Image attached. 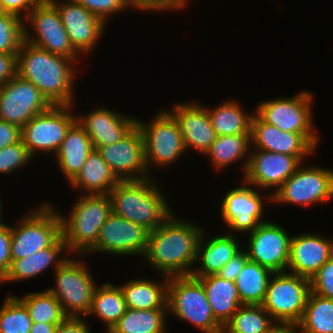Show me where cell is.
<instances>
[{
    "mask_svg": "<svg viewBox=\"0 0 333 333\" xmlns=\"http://www.w3.org/2000/svg\"><path fill=\"white\" fill-rule=\"evenodd\" d=\"M251 146V135L217 136L205 156H209L211 165L214 169L216 168L220 171L235 164L237 161L241 163V161L245 160L244 164L242 163V174L244 175L249 162Z\"/></svg>",
    "mask_w": 333,
    "mask_h": 333,
    "instance_id": "cell-31",
    "label": "cell"
},
{
    "mask_svg": "<svg viewBox=\"0 0 333 333\" xmlns=\"http://www.w3.org/2000/svg\"><path fill=\"white\" fill-rule=\"evenodd\" d=\"M173 107L169 112L178 122L186 151L194 149L205 155L217 138L206 105L191 101Z\"/></svg>",
    "mask_w": 333,
    "mask_h": 333,
    "instance_id": "cell-22",
    "label": "cell"
},
{
    "mask_svg": "<svg viewBox=\"0 0 333 333\" xmlns=\"http://www.w3.org/2000/svg\"><path fill=\"white\" fill-rule=\"evenodd\" d=\"M23 22H25L24 40L26 42L78 62L81 56L71 45L58 9L50 0L34 5ZM26 23H29L27 25H30L32 31L34 30V35L29 32Z\"/></svg>",
    "mask_w": 333,
    "mask_h": 333,
    "instance_id": "cell-10",
    "label": "cell"
},
{
    "mask_svg": "<svg viewBox=\"0 0 333 333\" xmlns=\"http://www.w3.org/2000/svg\"><path fill=\"white\" fill-rule=\"evenodd\" d=\"M166 314L168 309L127 308L124 315L106 333H166L168 331Z\"/></svg>",
    "mask_w": 333,
    "mask_h": 333,
    "instance_id": "cell-35",
    "label": "cell"
},
{
    "mask_svg": "<svg viewBox=\"0 0 333 333\" xmlns=\"http://www.w3.org/2000/svg\"><path fill=\"white\" fill-rule=\"evenodd\" d=\"M60 323H32L30 333H55Z\"/></svg>",
    "mask_w": 333,
    "mask_h": 333,
    "instance_id": "cell-52",
    "label": "cell"
},
{
    "mask_svg": "<svg viewBox=\"0 0 333 333\" xmlns=\"http://www.w3.org/2000/svg\"><path fill=\"white\" fill-rule=\"evenodd\" d=\"M154 177L119 181L108 193L112 213L149 231L159 227L173 211Z\"/></svg>",
    "mask_w": 333,
    "mask_h": 333,
    "instance_id": "cell-3",
    "label": "cell"
},
{
    "mask_svg": "<svg viewBox=\"0 0 333 333\" xmlns=\"http://www.w3.org/2000/svg\"><path fill=\"white\" fill-rule=\"evenodd\" d=\"M86 10L108 23V17L132 8L129 0H75Z\"/></svg>",
    "mask_w": 333,
    "mask_h": 333,
    "instance_id": "cell-42",
    "label": "cell"
},
{
    "mask_svg": "<svg viewBox=\"0 0 333 333\" xmlns=\"http://www.w3.org/2000/svg\"><path fill=\"white\" fill-rule=\"evenodd\" d=\"M43 1L44 0H0V6L3 12L11 13L24 19L34 5ZM23 10L24 14L22 15Z\"/></svg>",
    "mask_w": 333,
    "mask_h": 333,
    "instance_id": "cell-47",
    "label": "cell"
},
{
    "mask_svg": "<svg viewBox=\"0 0 333 333\" xmlns=\"http://www.w3.org/2000/svg\"><path fill=\"white\" fill-rule=\"evenodd\" d=\"M302 166L276 192L268 195L270 203L311 206L325 203L333 197V169Z\"/></svg>",
    "mask_w": 333,
    "mask_h": 333,
    "instance_id": "cell-9",
    "label": "cell"
},
{
    "mask_svg": "<svg viewBox=\"0 0 333 333\" xmlns=\"http://www.w3.org/2000/svg\"><path fill=\"white\" fill-rule=\"evenodd\" d=\"M137 120L106 107H98L84 116L77 115L78 123L85 129L96 150L126 137L137 126Z\"/></svg>",
    "mask_w": 333,
    "mask_h": 333,
    "instance_id": "cell-23",
    "label": "cell"
},
{
    "mask_svg": "<svg viewBox=\"0 0 333 333\" xmlns=\"http://www.w3.org/2000/svg\"><path fill=\"white\" fill-rule=\"evenodd\" d=\"M229 190L220 201L222 221L231 231L251 233L262 220L265 208L263 196L246 184ZM247 185V186H246ZM249 186V187H248ZM251 187V188H250ZM264 207V208H263Z\"/></svg>",
    "mask_w": 333,
    "mask_h": 333,
    "instance_id": "cell-20",
    "label": "cell"
},
{
    "mask_svg": "<svg viewBox=\"0 0 333 333\" xmlns=\"http://www.w3.org/2000/svg\"><path fill=\"white\" fill-rule=\"evenodd\" d=\"M204 229L172 213L159 227L149 232L147 249L142 258L145 257L152 269L161 275H191Z\"/></svg>",
    "mask_w": 333,
    "mask_h": 333,
    "instance_id": "cell-1",
    "label": "cell"
},
{
    "mask_svg": "<svg viewBox=\"0 0 333 333\" xmlns=\"http://www.w3.org/2000/svg\"><path fill=\"white\" fill-rule=\"evenodd\" d=\"M50 1L58 9L73 48L80 55L91 53L98 45L101 36H104L106 23L75 0Z\"/></svg>",
    "mask_w": 333,
    "mask_h": 333,
    "instance_id": "cell-19",
    "label": "cell"
},
{
    "mask_svg": "<svg viewBox=\"0 0 333 333\" xmlns=\"http://www.w3.org/2000/svg\"><path fill=\"white\" fill-rule=\"evenodd\" d=\"M188 0H129L132 9H138L140 11H148V12H154L156 13L163 12L165 10H168L171 12L174 10H179L182 8H185L188 2ZM173 9V10H172Z\"/></svg>",
    "mask_w": 333,
    "mask_h": 333,
    "instance_id": "cell-45",
    "label": "cell"
},
{
    "mask_svg": "<svg viewBox=\"0 0 333 333\" xmlns=\"http://www.w3.org/2000/svg\"><path fill=\"white\" fill-rule=\"evenodd\" d=\"M32 156L22 140L0 149V174H12V172L25 167L32 161Z\"/></svg>",
    "mask_w": 333,
    "mask_h": 333,
    "instance_id": "cell-41",
    "label": "cell"
},
{
    "mask_svg": "<svg viewBox=\"0 0 333 333\" xmlns=\"http://www.w3.org/2000/svg\"><path fill=\"white\" fill-rule=\"evenodd\" d=\"M273 274L271 270L248 260L235 280L242 304L262 305Z\"/></svg>",
    "mask_w": 333,
    "mask_h": 333,
    "instance_id": "cell-34",
    "label": "cell"
},
{
    "mask_svg": "<svg viewBox=\"0 0 333 333\" xmlns=\"http://www.w3.org/2000/svg\"><path fill=\"white\" fill-rule=\"evenodd\" d=\"M16 297L27 308L32 323H61L68 317L60 302L47 289L26 293L22 298Z\"/></svg>",
    "mask_w": 333,
    "mask_h": 333,
    "instance_id": "cell-38",
    "label": "cell"
},
{
    "mask_svg": "<svg viewBox=\"0 0 333 333\" xmlns=\"http://www.w3.org/2000/svg\"><path fill=\"white\" fill-rule=\"evenodd\" d=\"M249 260L245 249L237 253L229 262H227L217 273L218 276L226 280L235 282L238 274L243 269L245 263Z\"/></svg>",
    "mask_w": 333,
    "mask_h": 333,
    "instance_id": "cell-46",
    "label": "cell"
},
{
    "mask_svg": "<svg viewBox=\"0 0 333 333\" xmlns=\"http://www.w3.org/2000/svg\"><path fill=\"white\" fill-rule=\"evenodd\" d=\"M24 41L23 19L11 13L0 14V53L17 54Z\"/></svg>",
    "mask_w": 333,
    "mask_h": 333,
    "instance_id": "cell-40",
    "label": "cell"
},
{
    "mask_svg": "<svg viewBox=\"0 0 333 333\" xmlns=\"http://www.w3.org/2000/svg\"><path fill=\"white\" fill-rule=\"evenodd\" d=\"M310 292V279L289 272L274 273L262 306L275 322L299 323Z\"/></svg>",
    "mask_w": 333,
    "mask_h": 333,
    "instance_id": "cell-12",
    "label": "cell"
},
{
    "mask_svg": "<svg viewBox=\"0 0 333 333\" xmlns=\"http://www.w3.org/2000/svg\"><path fill=\"white\" fill-rule=\"evenodd\" d=\"M246 247L250 261L271 270L287 272L291 237L281 225L271 220L260 223L248 236Z\"/></svg>",
    "mask_w": 333,
    "mask_h": 333,
    "instance_id": "cell-14",
    "label": "cell"
},
{
    "mask_svg": "<svg viewBox=\"0 0 333 333\" xmlns=\"http://www.w3.org/2000/svg\"><path fill=\"white\" fill-rule=\"evenodd\" d=\"M273 321L262 305L243 304L224 324L222 333H266Z\"/></svg>",
    "mask_w": 333,
    "mask_h": 333,
    "instance_id": "cell-37",
    "label": "cell"
},
{
    "mask_svg": "<svg viewBox=\"0 0 333 333\" xmlns=\"http://www.w3.org/2000/svg\"><path fill=\"white\" fill-rule=\"evenodd\" d=\"M333 256V240L315 233L291 237L287 271L311 279L320 267Z\"/></svg>",
    "mask_w": 333,
    "mask_h": 333,
    "instance_id": "cell-24",
    "label": "cell"
},
{
    "mask_svg": "<svg viewBox=\"0 0 333 333\" xmlns=\"http://www.w3.org/2000/svg\"><path fill=\"white\" fill-rule=\"evenodd\" d=\"M163 281L151 279H131L121 284L126 306L129 309H168V283L169 277L161 275Z\"/></svg>",
    "mask_w": 333,
    "mask_h": 333,
    "instance_id": "cell-28",
    "label": "cell"
},
{
    "mask_svg": "<svg viewBox=\"0 0 333 333\" xmlns=\"http://www.w3.org/2000/svg\"><path fill=\"white\" fill-rule=\"evenodd\" d=\"M195 278L204 287L214 317L224 326L243 305L235 282L221 278L217 274Z\"/></svg>",
    "mask_w": 333,
    "mask_h": 333,
    "instance_id": "cell-29",
    "label": "cell"
},
{
    "mask_svg": "<svg viewBox=\"0 0 333 333\" xmlns=\"http://www.w3.org/2000/svg\"><path fill=\"white\" fill-rule=\"evenodd\" d=\"M167 307L168 315L203 333H222L223 325L214 317L202 283L192 275L169 277Z\"/></svg>",
    "mask_w": 333,
    "mask_h": 333,
    "instance_id": "cell-5",
    "label": "cell"
},
{
    "mask_svg": "<svg viewBox=\"0 0 333 333\" xmlns=\"http://www.w3.org/2000/svg\"><path fill=\"white\" fill-rule=\"evenodd\" d=\"M240 245V241L230 230L227 234H217V236L214 235L210 238H206V233L203 230L197 245L196 256V264L198 262L201 265L195 267L191 275L205 277L217 274L227 262L242 250L243 245Z\"/></svg>",
    "mask_w": 333,
    "mask_h": 333,
    "instance_id": "cell-25",
    "label": "cell"
},
{
    "mask_svg": "<svg viewBox=\"0 0 333 333\" xmlns=\"http://www.w3.org/2000/svg\"><path fill=\"white\" fill-rule=\"evenodd\" d=\"M211 124L217 136L251 135V120L254 112L247 113L240 103L233 99L223 101L215 108L206 107Z\"/></svg>",
    "mask_w": 333,
    "mask_h": 333,
    "instance_id": "cell-32",
    "label": "cell"
},
{
    "mask_svg": "<svg viewBox=\"0 0 333 333\" xmlns=\"http://www.w3.org/2000/svg\"><path fill=\"white\" fill-rule=\"evenodd\" d=\"M127 310L120 285L104 283L97 285L87 316L94 315L105 324V331L112 329Z\"/></svg>",
    "mask_w": 333,
    "mask_h": 333,
    "instance_id": "cell-33",
    "label": "cell"
},
{
    "mask_svg": "<svg viewBox=\"0 0 333 333\" xmlns=\"http://www.w3.org/2000/svg\"><path fill=\"white\" fill-rule=\"evenodd\" d=\"M68 217L60 214L61 232L69 253L88 255L112 213L108 194H80Z\"/></svg>",
    "mask_w": 333,
    "mask_h": 333,
    "instance_id": "cell-4",
    "label": "cell"
},
{
    "mask_svg": "<svg viewBox=\"0 0 333 333\" xmlns=\"http://www.w3.org/2000/svg\"><path fill=\"white\" fill-rule=\"evenodd\" d=\"M11 263V225L0 217V282L8 274Z\"/></svg>",
    "mask_w": 333,
    "mask_h": 333,
    "instance_id": "cell-44",
    "label": "cell"
},
{
    "mask_svg": "<svg viewBox=\"0 0 333 333\" xmlns=\"http://www.w3.org/2000/svg\"><path fill=\"white\" fill-rule=\"evenodd\" d=\"M319 137L283 132L264 122L255 112L251 120V144L254 143L255 150L295 156L301 163L306 156L310 157L313 152H316Z\"/></svg>",
    "mask_w": 333,
    "mask_h": 333,
    "instance_id": "cell-18",
    "label": "cell"
},
{
    "mask_svg": "<svg viewBox=\"0 0 333 333\" xmlns=\"http://www.w3.org/2000/svg\"><path fill=\"white\" fill-rule=\"evenodd\" d=\"M137 126L143 135L147 171L153 165L162 168L173 165L186 153L178 122L168 109L160 111L152 121L143 123L138 119Z\"/></svg>",
    "mask_w": 333,
    "mask_h": 333,
    "instance_id": "cell-8",
    "label": "cell"
},
{
    "mask_svg": "<svg viewBox=\"0 0 333 333\" xmlns=\"http://www.w3.org/2000/svg\"><path fill=\"white\" fill-rule=\"evenodd\" d=\"M30 211L11 226L12 260L50 247L62 235L61 212L53 204L42 203Z\"/></svg>",
    "mask_w": 333,
    "mask_h": 333,
    "instance_id": "cell-6",
    "label": "cell"
},
{
    "mask_svg": "<svg viewBox=\"0 0 333 333\" xmlns=\"http://www.w3.org/2000/svg\"><path fill=\"white\" fill-rule=\"evenodd\" d=\"M75 65L73 59L52 54L25 40L17 52V74L32 82L51 105H74Z\"/></svg>",
    "mask_w": 333,
    "mask_h": 333,
    "instance_id": "cell-2",
    "label": "cell"
},
{
    "mask_svg": "<svg viewBox=\"0 0 333 333\" xmlns=\"http://www.w3.org/2000/svg\"><path fill=\"white\" fill-rule=\"evenodd\" d=\"M1 13H3V10H2V8H1V6H0V14H1Z\"/></svg>",
    "mask_w": 333,
    "mask_h": 333,
    "instance_id": "cell-54",
    "label": "cell"
},
{
    "mask_svg": "<svg viewBox=\"0 0 333 333\" xmlns=\"http://www.w3.org/2000/svg\"><path fill=\"white\" fill-rule=\"evenodd\" d=\"M310 287L313 293L333 299V256L311 277Z\"/></svg>",
    "mask_w": 333,
    "mask_h": 333,
    "instance_id": "cell-43",
    "label": "cell"
},
{
    "mask_svg": "<svg viewBox=\"0 0 333 333\" xmlns=\"http://www.w3.org/2000/svg\"><path fill=\"white\" fill-rule=\"evenodd\" d=\"M73 105H52L21 128V140L34 158L38 152L56 154L67 131L77 121Z\"/></svg>",
    "mask_w": 333,
    "mask_h": 333,
    "instance_id": "cell-11",
    "label": "cell"
},
{
    "mask_svg": "<svg viewBox=\"0 0 333 333\" xmlns=\"http://www.w3.org/2000/svg\"><path fill=\"white\" fill-rule=\"evenodd\" d=\"M298 324L301 333H333V299L311 291Z\"/></svg>",
    "mask_w": 333,
    "mask_h": 333,
    "instance_id": "cell-36",
    "label": "cell"
},
{
    "mask_svg": "<svg viewBox=\"0 0 333 333\" xmlns=\"http://www.w3.org/2000/svg\"><path fill=\"white\" fill-rule=\"evenodd\" d=\"M120 180L94 149L87 157L78 175L69 183L84 194H108Z\"/></svg>",
    "mask_w": 333,
    "mask_h": 333,
    "instance_id": "cell-30",
    "label": "cell"
},
{
    "mask_svg": "<svg viewBox=\"0 0 333 333\" xmlns=\"http://www.w3.org/2000/svg\"><path fill=\"white\" fill-rule=\"evenodd\" d=\"M302 163L287 154L273 153L264 150L250 151L249 162L243 181L259 190L275 188L271 195L288 180Z\"/></svg>",
    "mask_w": 333,
    "mask_h": 333,
    "instance_id": "cell-21",
    "label": "cell"
},
{
    "mask_svg": "<svg viewBox=\"0 0 333 333\" xmlns=\"http://www.w3.org/2000/svg\"><path fill=\"white\" fill-rule=\"evenodd\" d=\"M32 320L25 305L9 294L0 306V333H30Z\"/></svg>",
    "mask_w": 333,
    "mask_h": 333,
    "instance_id": "cell-39",
    "label": "cell"
},
{
    "mask_svg": "<svg viewBox=\"0 0 333 333\" xmlns=\"http://www.w3.org/2000/svg\"><path fill=\"white\" fill-rule=\"evenodd\" d=\"M21 128L0 119V149L21 141Z\"/></svg>",
    "mask_w": 333,
    "mask_h": 333,
    "instance_id": "cell-48",
    "label": "cell"
},
{
    "mask_svg": "<svg viewBox=\"0 0 333 333\" xmlns=\"http://www.w3.org/2000/svg\"><path fill=\"white\" fill-rule=\"evenodd\" d=\"M1 197V196H0ZM2 200H1V198H0V217H2L3 215H2V208H3V206H2Z\"/></svg>",
    "mask_w": 333,
    "mask_h": 333,
    "instance_id": "cell-53",
    "label": "cell"
},
{
    "mask_svg": "<svg viewBox=\"0 0 333 333\" xmlns=\"http://www.w3.org/2000/svg\"><path fill=\"white\" fill-rule=\"evenodd\" d=\"M63 251L69 254L61 235L50 247L34 252L26 258L12 260L10 270L0 285L6 282L29 280L41 275L51 266L55 271L68 258L61 257Z\"/></svg>",
    "mask_w": 333,
    "mask_h": 333,
    "instance_id": "cell-26",
    "label": "cell"
},
{
    "mask_svg": "<svg viewBox=\"0 0 333 333\" xmlns=\"http://www.w3.org/2000/svg\"><path fill=\"white\" fill-rule=\"evenodd\" d=\"M149 230L121 216L111 213L100 229L96 245L89 253H110L121 256H144Z\"/></svg>",
    "mask_w": 333,
    "mask_h": 333,
    "instance_id": "cell-16",
    "label": "cell"
},
{
    "mask_svg": "<svg viewBox=\"0 0 333 333\" xmlns=\"http://www.w3.org/2000/svg\"><path fill=\"white\" fill-rule=\"evenodd\" d=\"M55 333H91L90 326L82 317H67L58 324Z\"/></svg>",
    "mask_w": 333,
    "mask_h": 333,
    "instance_id": "cell-50",
    "label": "cell"
},
{
    "mask_svg": "<svg viewBox=\"0 0 333 333\" xmlns=\"http://www.w3.org/2000/svg\"><path fill=\"white\" fill-rule=\"evenodd\" d=\"M97 151L120 181L151 177L147 171L143 135L138 126L123 139L99 147Z\"/></svg>",
    "mask_w": 333,
    "mask_h": 333,
    "instance_id": "cell-17",
    "label": "cell"
},
{
    "mask_svg": "<svg viewBox=\"0 0 333 333\" xmlns=\"http://www.w3.org/2000/svg\"><path fill=\"white\" fill-rule=\"evenodd\" d=\"M312 92L301 90L294 97L264 100L254 111L264 122L283 132L317 135L313 126Z\"/></svg>",
    "mask_w": 333,
    "mask_h": 333,
    "instance_id": "cell-13",
    "label": "cell"
},
{
    "mask_svg": "<svg viewBox=\"0 0 333 333\" xmlns=\"http://www.w3.org/2000/svg\"><path fill=\"white\" fill-rule=\"evenodd\" d=\"M94 150L85 129L76 121L67 131L66 137L56 152V163L70 183L81 171L88 155Z\"/></svg>",
    "mask_w": 333,
    "mask_h": 333,
    "instance_id": "cell-27",
    "label": "cell"
},
{
    "mask_svg": "<svg viewBox=\"0 0 333 333\" xmlns=\"http://www.w3.org/2000/svg\"><path fill=\"white\" fill-rule=\"evenodd\" d=\"M51 106L32 82L18 74L0 87V119L20 128Z\"/></svg>",
    "mask_w": 333,
    "mask_h": 333,
    "instance_id": "cell-15",
    "label": "cell"
},
{
    "mask_svg": "<svg viewBox=\"0 0 333 333\" xmlns=\"http://www.w3.org/2000/svg\"><path fill=\"white\" fill-rule=\"evenodd\" d=\"M72 256L54 271L56 285L47 290L60 302L68 317H81L83 314L87 316L97 283L85 261L78 260L83 255Z\"/></svg>",
    "mask_w": 333,
    "mask_h": 333,
    "instance_id": "cell-7",
    "label": "cell"
},
{
    "mask_svg": "<svg viewBox=\"0 0 333 333\" xmlns=\"http://www.w3.org/2000/svg\"><path fill=\"white\" fill-rule=\"evenodd\" d=\"M17 74V54L0 53V87Z\"/></svg>",
    "mask_w": 333,
    "mask_h": 333,
    "instance_id": "cell-49",
    "label": "cell"
},
{
    "mask_svg": "<svg viewBox=\"0 0 333 333\" xmlns=\"http://www.w3.org/2000/svg\"><path fill=\"white\" fill-rule=\"evenodd\" d=\"M266 333H301V329L298 323L276 321Z\"/></svg>",
    "mask_w": 333,
    "mask_h": 333,
    "instance_id": "cell-51",
    "label": "cell"
}]
</instances>
